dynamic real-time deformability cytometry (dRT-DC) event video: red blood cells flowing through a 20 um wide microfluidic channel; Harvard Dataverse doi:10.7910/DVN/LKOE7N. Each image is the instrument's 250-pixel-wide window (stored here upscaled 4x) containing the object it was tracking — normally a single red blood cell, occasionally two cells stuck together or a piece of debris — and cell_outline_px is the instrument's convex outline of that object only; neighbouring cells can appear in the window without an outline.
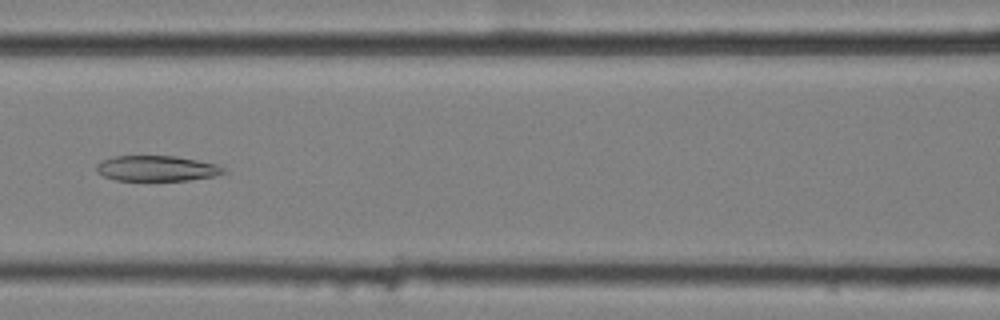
{"species": "common noctule bat (a hibernating species)", "species_latin": "Nyctalus noctula", "temperature_condition": "cold", "stored_images_in_passage": 9, "camera_frame_rate_fps": 3000, "um_per_image_px": 0.085, "animal": {"sex": "female", "body_mass_g": 25.1}, "frame": {"image": 1, "passage_image": 6, "time_ms": 1.667, "image_size_px": [1000, 320], "cell_outline_px": [[228, 172], [212, 176], [188, 180], [116, 180], [104, 176], [96, 172], [96, 164], [100, 160], [112, 156], [176, 156], [216, 164], [228, 168]], "centroid_in_image_um": [13.31, 14.3], "position_along_channel_um": 153.3, "area_um2": 18.96}}
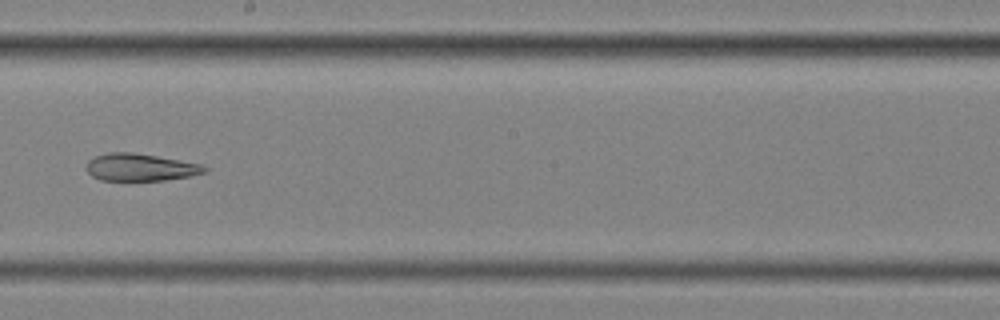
{"frame": {"image": 2, "passage_image": 8, "time_ms": 2.333, "image_size_px": [1000, 320], "cell_outline_px": [[208, 172], [188, 176], [164, 180], [100, 180], [92, 176], [88, 172], [88, 160], [96, 156], [108, 152], [132, 152], [156, 156], [200, 164], [208, 168]], "centroid_in_image_um": [11.93, 14.22], "position_along_channel_um": 236.3, "area_um2": 18.55}}
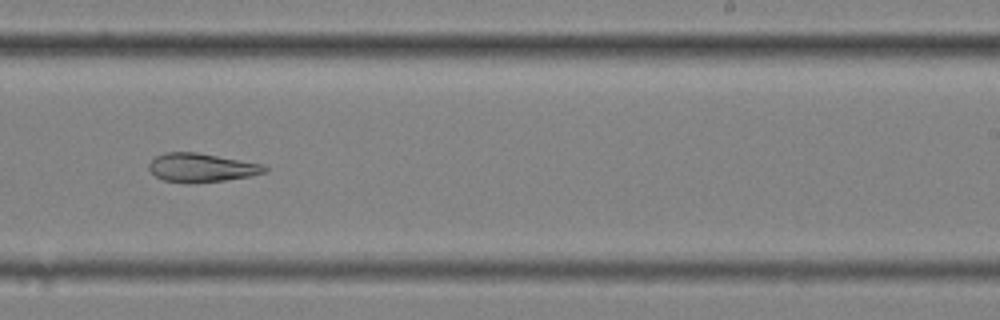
{"frame": {"image": 3, "passage_image": 9, "time_ms": 2.667, "image_size_px": [1000, 320], "cell_outline_px": [[268, 168], [264, 172], [248, 176], [224, 180], [192, 184], [188, 184], [164, 180], [156, 176], [148, 168], [148, 164], [156, 156], [164, 152], [196, 152], [260, 164]], "centroid_in_image_um": [17.05, 14.26], "position_along_channel_um": 272.0, "area_um2": 19.13}}